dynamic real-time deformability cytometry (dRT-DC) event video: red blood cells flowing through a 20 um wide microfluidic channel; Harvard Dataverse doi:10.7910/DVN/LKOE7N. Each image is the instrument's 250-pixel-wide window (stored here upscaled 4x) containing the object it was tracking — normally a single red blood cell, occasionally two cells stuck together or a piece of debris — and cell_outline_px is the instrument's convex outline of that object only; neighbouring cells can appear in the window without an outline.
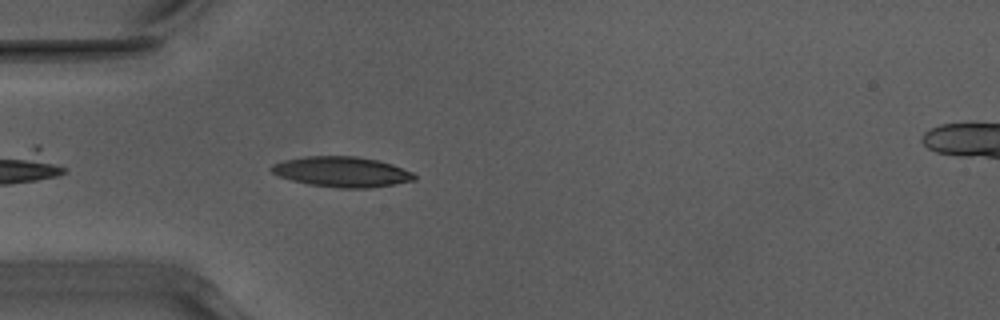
{"species": "Egyptian fruit bat (a non-hibernating species)", "species_latin": "Rousettus aegyptiacus", "temperature_condition": "warm", "stored_images_in_passage": 38, "camera_frame_rate_fps": 3000, "um_per_image_px": 0.085, "animal": {"sex": "male"}, "frame": {"image": 1, "passage_image": 3, "time_ms": 0.667, "image_size_px": [1000, 320], "cell_outline_px": [[416, 180], [396, 184], [368, 188], [340, 188], [308, 184], [292, 180], [280, 176], [272, 172], [268, 168], [272, 164], [284, 160], [304, 156], [356, 156], [376, 160], [392, 164], [412, 172], [416, 176]], "centroid_in_image_um": [29.05, 14.6], "position_along_channel_um": 55.9, "area_um2": 25.26}}
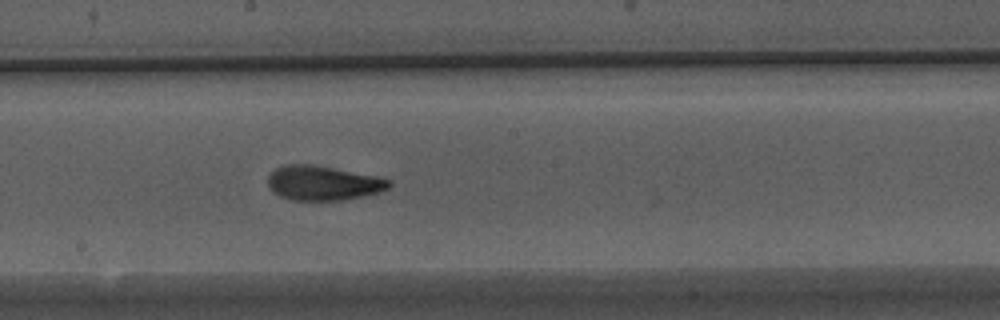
{"frame": {"image": 2, "passage_image": 16, "time_ms": 5.0, "image_size_px": [1000, 320], "cell_outline_px": [[392, 184], [388, 188], [380, 192], [340, 200], [292, 200], [280, 196], [272, 192], [268, 188], [268, 176], [276, 168], [284, 164], [312, 164], [376, 176], [392, 180]], "centroid_in_image_um": [27.43, 15.55], "position_along_channel_um": 220.8, "area_um2": 24.33}}
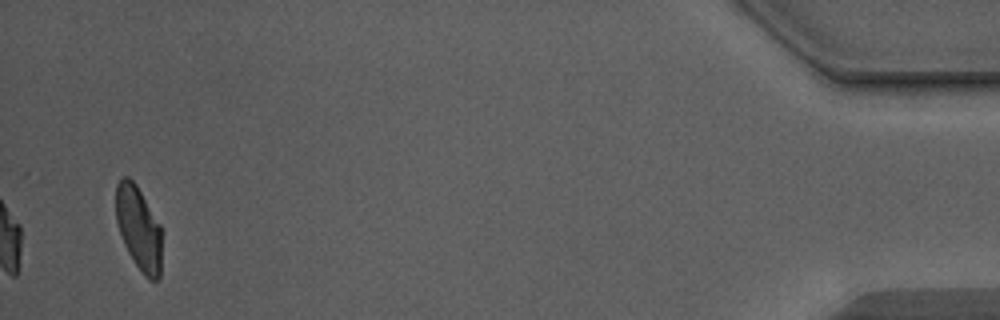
{"frame": {"image": 3, "passage_image": 38, "time_ms": 12.333, "image_size_px": [1000, 320], "cell_outline_px": [[160, 280], [148, 280], [144, 276], [128, 252], [124, 244], [116, 220], [116, 184], [124, 176], [128, 176], [136, 184], [160, 224]], "centroid_in_image_um": [11.78, 19.4], "position_along_channel_um": 423.4, "area_um2": 22.14}, "authors_computed_cell_mechanics": {"area_um2": 23.4957, "velocity_mm_per_s": 3.9471, "shape_relaxation_time_tau1_ms": 4.3941, "shape_relaxation_time_tau2_ms": 1.8651, "deformation_change_tau1": 0.1745, "deformation_change_tau2": 0.0983}}